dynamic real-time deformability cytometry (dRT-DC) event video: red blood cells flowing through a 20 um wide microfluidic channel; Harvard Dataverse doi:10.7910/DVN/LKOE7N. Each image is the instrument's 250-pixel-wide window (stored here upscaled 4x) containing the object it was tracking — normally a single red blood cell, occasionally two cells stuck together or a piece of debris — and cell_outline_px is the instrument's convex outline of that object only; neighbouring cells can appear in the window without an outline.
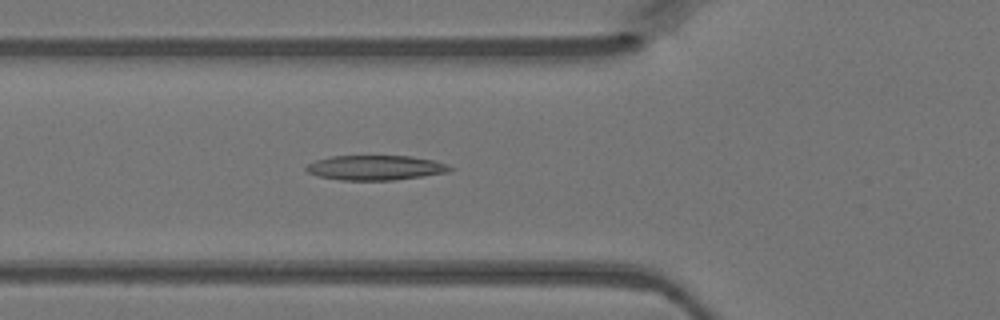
{"species": "Egyptian fruit bat (a non-hibernating species)", "species_latin": "Rousettus aegyptiacus", "temperature_condition": "warm", "stored_images_in_passage": 46, "camera_frame_rate_fps": 3000, "um_per_image_px": 0.085, "animal": {"sex": "female"}, "frame": {"image": 1, "passage_image": 16, "time_ms": 5.0, "image_size_px": [1000, 320], "cell_outline_px": [[456, 168], [448, 172], [424, 176], [392, 180], [340, 180], [316, 176], [308, 172], [304, 168], [308, 164], [316, 160], [332, 156], [412, 156], [432, 160], [448, 164]], "centroid_in_image_um": [31.93, 14.25], "position_along_channel_um": 93.9, "area_um2": 20.87}}
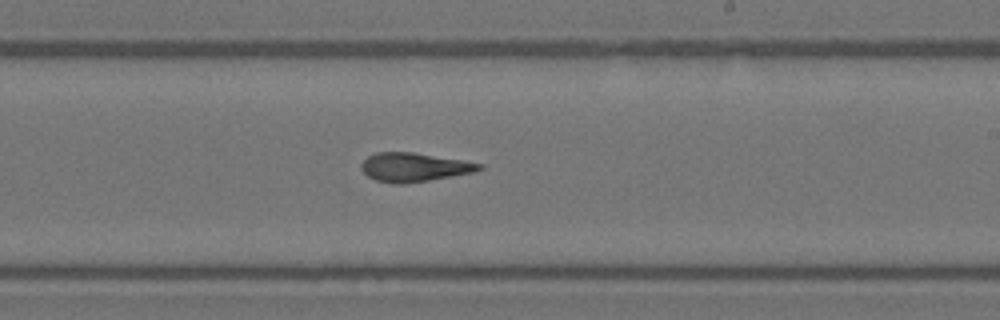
{"frame": {"image": 2, "passage_image": 27, "time_ms": 8.667, "image_size_px": [1000, 320], "cell_outline_px": [[484, 168], [472, 172], [428, 180], [400, 184], [392, 184], [376, 180], [368, 176], [360, 168], [360, 164], [368, 156], [376, 152], [412, 152], [464, 160], [484, 164]], "centroid_in_image_um": [35.18, 14.2], "position_along_channel_um": 253.8, "area_um2": 19.71}}
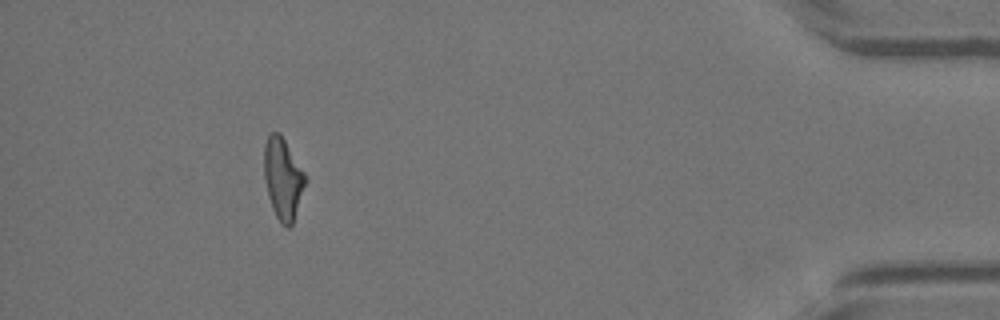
{"frame": {"image": 3, "passage_image": 42, "time_ms": 13.667, "image_size_px": [1000, 320], "cell_outline_px": [[308, 180], [292, 224], [288, 228], [280, 224], [272, 208], [268, 196], [264, 180], [264, 144], [268, 136], [272, 132], [280, 132], [308, 176]], "centroid_in_image_um": [24.07, 15.17], "position_along_channel_um": 411.1, "area_um2": 20.0}}